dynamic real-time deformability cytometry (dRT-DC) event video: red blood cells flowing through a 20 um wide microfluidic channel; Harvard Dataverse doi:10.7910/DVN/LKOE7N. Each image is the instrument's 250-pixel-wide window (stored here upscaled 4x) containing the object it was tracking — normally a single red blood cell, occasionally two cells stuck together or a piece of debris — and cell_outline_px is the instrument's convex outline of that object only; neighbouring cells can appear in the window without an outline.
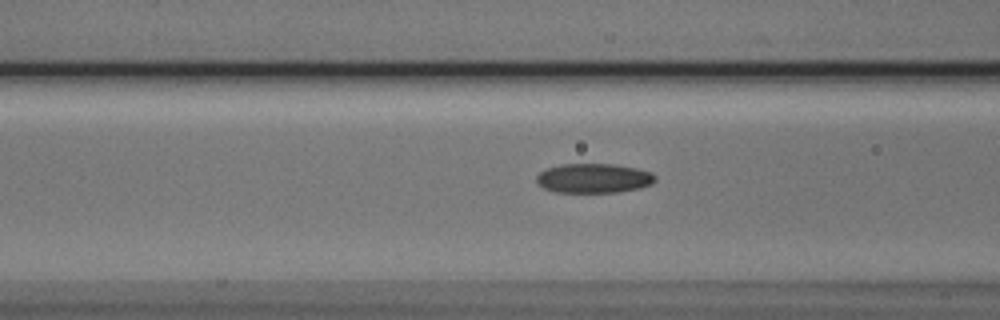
{"species": "Egyptian fruit bat (a non-hibernating species)", "species_latin": "Rousettus aegyptiacus", "temperature_condition": "cold", "stored_images_in_passage": 32, "camera_frame_rate_fps": 3000, "um_per_image_px": 0.085, "animal": {"sex": "male"}, "frame": {"image": 1, "passage_image": 10, "time_ms": 3.0, "image_size_px": [1000, 320], "cell_outline_px": [[656, 180], [652, 184], [640, 188], [620, 192], [556, 192], [544, 188], [536, 180], [536, 176], [540, 172], [548, 168], [560, 164], [616, 164], [636, 168], [652, 172], [656, 176]], "centroid_in_image_um": [50.51, 15.15], "position_along_channel_um": 116.1, "area_um2": 20.46}}
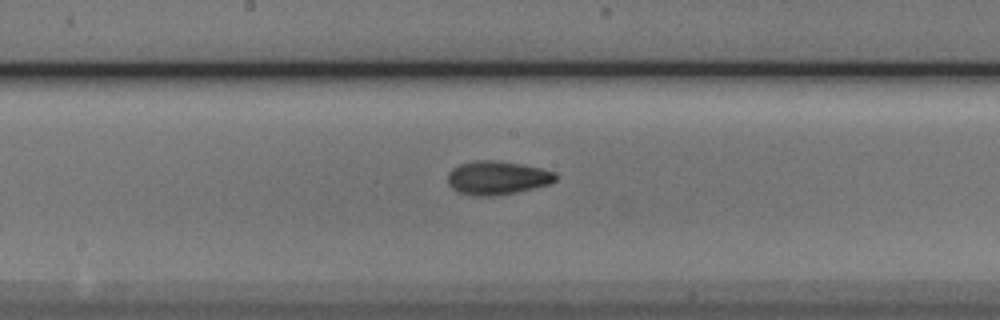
{"frame": {"image": 2, "passage_image": 17, "time_ms": 5.333, "image_size_px": [1000, 320], "cell_outline_px": [[556, 180], [552, 184], [516, 192], [492, 196], [472, 196], [460, 192], [452, 188], [448, 184], [448, 172], [452, 168], [460, 164], [476, 160], [496, 160], [520, 164], [540, 168], [556, 172]], "centroid_in_image_um": [42.26, 15.11], "position_along_channel_um": 205.9, "area_um2": 21.21}}
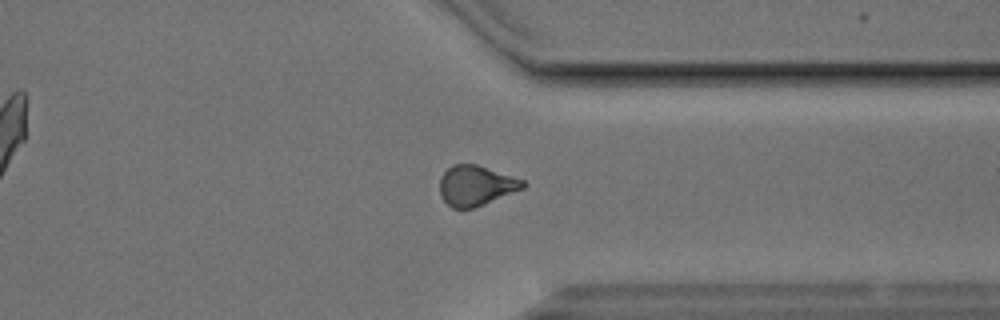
{"frame": {"image": 3, "passage_image": 30, "time_ms": 9.667, "image_size_px": [1000, 320], "cell_outline_px": [[524, 188], [484, 204], [472, 208], [452, 208], [440, 196], [440, 176], [452, 164], [476, 164], [524, 180]], "centroid_in_image_um": [40.42, 15.77], "position_along_channel_um": 371.0, "area_um2": 19.25}}